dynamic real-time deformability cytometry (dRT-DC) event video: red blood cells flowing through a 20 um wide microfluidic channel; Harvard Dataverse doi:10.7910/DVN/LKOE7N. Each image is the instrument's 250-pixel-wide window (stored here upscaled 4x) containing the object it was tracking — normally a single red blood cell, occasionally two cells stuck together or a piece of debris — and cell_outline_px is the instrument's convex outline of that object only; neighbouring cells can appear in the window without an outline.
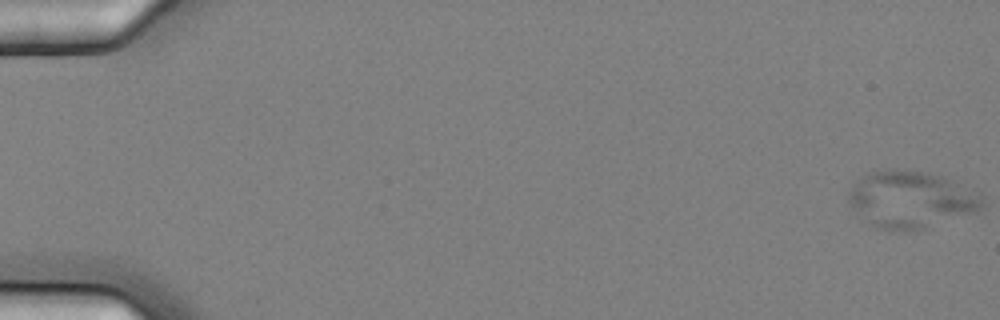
{"species": "common noctule bat (a hibernating species)", "species_latin": "Nyctalus noctula", "temperature_condition": "cold", "stored_images_in_passage": 15, "camera_frame_rate_fps": 3000, "um_per_image_px": 0.085, "animal": {"sex": "female", "body_mass_g": 25.1}, "frame": {"image": 1, "passage_image": 1, "time_ms": 0.0, "image_size_px": [1000, 320], "cell_outline_px": [[984, 208], [976, 212], [924, 228], [904, 232], [888, 232], [876, 228], [856, 212], [848, 204], [848, 192], [856, 180], [876, 168], [892, 168], [924, 172], [940, 176], [980, 196], [984, 200]], "centroid_in_image_um": [77.33, 16.97], "position_along_channel_um": 7.7, "area_um2": 44.39}}